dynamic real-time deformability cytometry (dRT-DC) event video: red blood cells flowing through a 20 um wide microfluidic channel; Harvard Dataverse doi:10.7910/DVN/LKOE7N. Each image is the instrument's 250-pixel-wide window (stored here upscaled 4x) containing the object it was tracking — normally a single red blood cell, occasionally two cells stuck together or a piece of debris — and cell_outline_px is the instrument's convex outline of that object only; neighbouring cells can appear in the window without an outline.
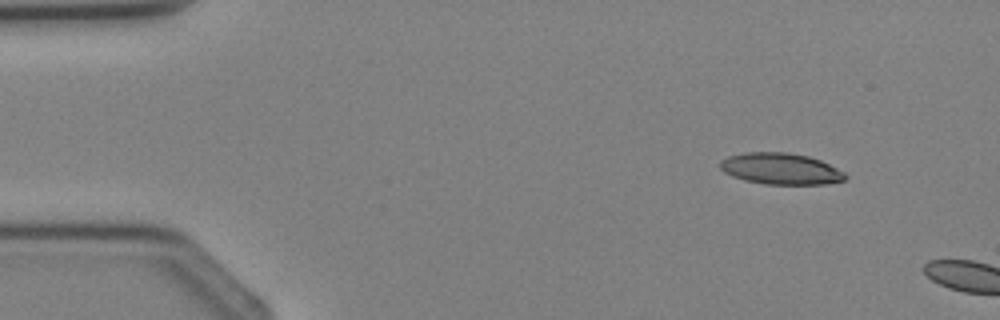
{"species": "Egyptian fruit bat (a non-hibernating species)", "species_latin": "Rousettus aegyptiacus", "temperature_condition": "cold", "stored_images_in_passage": 2, "camera_frame_rate_fps": 3000, "um_per_image_px": 0.085, "animal": {"sex": "female"}, "frame": {"image": 1, "passage_image": 1, "time_ms": 0.0, "image_size_px": [1000, 320], "cell_outline_px": [[848, 176], [844, 180], [824, 184], [764, 184], [744, 180], [732, 176], [724, 172], [720, 168], [720, 160], [728, 156], [744, 152], [788, 152], [808, 156], [820, 160], [844, 172]], "centroid_in_image_um": [66.33, 14.34], "position_along_channel_um": 18.7, "area_um2": 22.89}}